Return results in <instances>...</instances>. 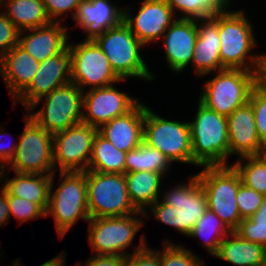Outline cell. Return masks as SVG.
Masks as SVG:
<instances>
[{
    "instance_id": "6da1fadb",
    "label": "cell",
    "mask_w": 266,
    "mask_h": 266,
    "mask_svg": "<svg viewBox=\"0 0 266 266\" xmlns=\"http://www.w3.org/2000/svg\"><path fill=\"white\" fill-rule=\"evenodd\" d=\"M229 8L231 6L218 13L222 66L256 72L260 52L253 53L258 43L251 19L243 9L234 11Z\"/></svg>"
},
{
    "instance_id": "7a4b0ae2",
    "label": "cell",
    "mask_w": 266,
    "mask_h": 266,
    "mask_svg": "<svg viewBox=\"0 0 266 266\" xmlns=\"http://www.w3.org/2000/svg\"><path fill=\"white\" fill-rule=\"evenodd\" d=\"M194 118L188 121L192 140V165L198 168L230 165L227 117L208 109L198 100Z\"/></svg>"
},
{
    "instance_id": "3957f363",
    "label": "cell",
    "mask_w": 266,
    "mask_h": 266,
    "mask_svg": "<svg viewBox=\"0 0 266 266\" xmlns=\"http://www.w3.org/2000/svg\"><path fill=\"white\" fill-rule=\"evenodd\" d=\"M59 173L58 187L54 186L56 172L52 174L46 217L53 216L58 237L62 240L78 221L84 219L88 222L90 214L87 204L86 171Z\"/></svg>"
},
{
    "instance_id": "277c9868",
    "label": "cell",
    "mask_w": 266,
    "mask_h": 266,
    "mask_svg": "<svg viewBox=\"0 0 266 266\" xmlns=\"http://www.w3.org/2000/svg\"><path fill=\"white\" fill-rule=\"evenodd\" d=\"M108 58L114 72L121 79H141L151 82L155 79L142 56L145 47L122 21L119 25L107 29L94 39Z\"/></svg>"
},
{
    "instance_id": "5b68a950",
    "label": "cell",
    "mask_w": 266,
    "mask_h": 266,
    "mask_svg": "<svg viewBox=\"0 0 266 266\" xmlns=\"http://www.w3.org/2000/svg\"><path fill=\"white\" fill-rule=\"evenodd\" d=\"M204 76L199 101L218 114L229 116L234 110L249 102L252 89L256 86V72L242 69H222Z\"/></svg>"
},
{
    "instance_id": "8992f818",
    "label": "cell",
    "mask_w": 266,
    "mask_h": 266,
    "mask_svg": "<svg viewBox=\"0 0 266 266\" xmlns=\"http://www.w3.org/2000/svg\"><path fill=\"white\" fill-rule=\"evenodd\" d=\"M200 168L202 170L197 176L205 191L208 209L234 231L242 220L236 202L238 188L242 183L239 172L232 164Z\"/></svg>"
},
{
    "instance_id": "52a82bcc",
    "label": "cell",
    "mask_w": 266,
    "mask_h": 266,
    "mask_svg": "<svg viewBox=\"0 0 266 266\" xmlns=\"http://www.w3.org/2000/svg\"><path fill=\"white\" fill-rule=\"evenodd\" d=\"M83 93L69 82L38 99L26 112L42 128L56 134L82 122ZM42 102L44 106L39 108Z\"/></svg>"
},
{
    "instance_id": "ba28073f",
    "label": "cell",
    "mask_w": 266,
    "mask_h": 266,
    "mask_svg": "<svg viewBox=\"0 0 266 266\" xmlns=\"http://www.w3.org/2000/svg\"><path fill=\"white\" fill-rule=\"evenodd\" d=\"M143 141L161 151L172 164L192 165V140L188 121L161 117L145 104Z\"/></svg>"
},
{
    "instance_id": "9c48e42d",
    "label": "cell",
    "mask_w": 266,
    "mask_h": 266,
    "mask_svg": "<svg viewBox=\"0 0 266 266\" xmlns=\"http://www.w3.org/2000/svg\"><path fill=\"white\" fill-rule=\"evenodd\" d=\"M90 218L120 217L139 212L132 204L124 174L86 171Z\"/></svg>"
},
{
    "instance_id": "30bf717a",
    "label": "cell",
    "mask_w": 266,
    "mask_h": 266,
    "mask_svg": "<svg viewBox=\"0 0 266 266\" xmlns=\"http://www.w3.org/2000/svg\"><path fill=\"white\" fill-rule=\"evenodd\" d=\"M144 218L145 214L141 211L120 217L90 218L87 239L92 248L91 254L128 257L132 252L126 249L145 225Z\"/></svg>"
},
{
    "instance_id": "8fae6325",
    "label": "cell",
    "mask_w": 266,
    "mask_h": 266,
    "mask_svg": "<svg viewBox=\"0 0 266 266\" xmlns=\"http://www.w3.org/2000/svg\"><path fill=\"white\" fill-rule=\"evenodd\" d=\"M24 128L10 163L4 169L22 174H53V134L38 125L25 111Z\"/></svg>"
},
{
    "instance_id": "7c38bea8",
    "label": "cell",
    "mask_w": 266,
    "mask_h": 266,
    "mask_svg": "<svg viewBox=\"0 0 266 266\" xmlns=\"http://www.w3.org/2000/svg\"><path fill=\"white\" fill-rule=\"evenodd\" d=\"M71 56V82L83 92L89 89L110 86L127 81L112 69L103 50L94 40L68 42Z\"/></svg>"
},
{
    "instance_id": "4fadbf2b",
    "label": "cell",
    "mask_w": 266,
    "mask_h": 266,
    "mask_svg": "<svg viewBox=\"0 0 266 266\" xmlns=\"http://www.w3.org/2000/svg\"><path fill=\"white\" fill-rule=\"evenodd\" d=\"M97 132L96 127L80 122L53 134L55 172L87 171Z\"/></svg>"
},
{
    "instance_id": "5bb4252c",
    "label": "cell",
    "mask_w": 266,
    "mask_h": 266,
    "mask_svg": "<svg viewBox=\"0 0 266 266\" xmlns=\"http://www.w3.org/2000/svg\"><path fill=\"white\" fill-rule=\"evenodd\" d=\"M140 101L118 90L116 83L87 89L83 93L82 122L99 129L115 117L126 115Z\"/></svg>"
},
{
    "instance_id": "9a60e30c",
    "label": "cell",
    "mask_w": 266,
    "mask_h": 266,
    "mask_svg": "<svg viewBox=\"0 0 266 266\" xmlns=\"http://www.w3.org/2000/svg\"><path fill=\"white\" fill-rule=\"evenodd\" d=\"M140 3L136 14L133 13L131 6L124 8L123 21L146 47L149 43L152 45L159 42V39L161 42L167 28L177 16L166 0H143Z\"/></svg>"
},
{
    "instance_id": "2e32d148",
    "label": "cell",
    "mask_w": 266,
    "mask_h": 266,
    "mask_svg": "<svg viewBox=\"0 0 266 266\" xmlns=\"http://www.w3.org/2000/svg\"><path fill=\"white\" fill-rule=\"evenodd\" d=\"M69 82H71V56L67 47L62 53L40 62L30 85L12 104L16 106L20 103L25 110H28L38 99Z\"/></svg>"
},
{
    "instance_id": "e0dca14e",
    "label": "cell",
    "mask_w": 266,
    "mask_h": 266,
    "mask_svg": "<svg viewBox=\"0 0 266 266\" xmlns=\"http://www.w3.org/2000/svg\"><path fill=\"white\" fill-rule=\"evenodd\" d=\"M197 19L177 18L166 30L161 41L167 68L179 74L192 63L196 39Z\"/></svg>"
},
{
    "instance_id": "ac0fdd59",
    "label": "cell",
    "mask_w": 266,
    "mask_h": 266,
    "mask_svg": "<svg viewBox=\"0 0 266 266\" xmlns=\"http://www.w3.org/2000/svg\"><path fill=\"white\" fill-rule=\"evenodd\" d=\"M230 157L262 155L266 146L261 142L255 125V116L248 102L227 116Z\"/></svg>"
},
{
    "instance_id": "d6986e66",
    "label": "cell",
    "mask_w": 266,
    "mask_h": 266,
    "mask_svg": "<svg viewBox=\"0 0 266 266\" xmlns=\"http://www.w3.org/2000/svg\"><path fill=\"white\" fill-rule=\"evenodd\" d=\"M187 182H178L162 191L161 200L167 205L182 209L185 216V236L193 230L200 217L208 209L207 198L197 174L189 176Z\"/></svg>"
},
{
    "instance_id": "ffe728a7",
    "label": "cell",
    "mask_w": 266,
    "mask_h": 266,
    "mask_svg": "<svg viewBox=\"0 0 266 266\" xmlns=\"http://www.w3.org/2000/svg\"><path fill=\"white\" fill-rule=\"evenodd\" d=\"M124 8L111 0H81L73 17L76 26L85 33V40H94L107 29L123 21Z\"/></svg>"
},
{
    "instance_id": "44dd1931",
    "label": "cell",
    "mask_w": 266,
    "mask_h": 266,
    "mask_svg": "<svg viewBox=\"0 0 266 266\" xmlns=\"http://www.w3.org/2000/svg\"><path fill=\"white\" fill-rule=\"evenodd\" d=\"M196 39L192 63L193 72L198 78L225 69L220 57V37L218 13L206 19H197Z\"/></svg>"
},
{
    "instance_id": "7402d4cb",
    "label": "cell",
    "mask_w": 266,
    "mask_h": 266,
    "mask_svg": "<svg viewBox=\"0 0 266 266\" xmlns=\"http://www.w3.org/2000/svg\"><path fill=\"white\" fill-rule=\"evenodd\" d=\"M62 22H51L42 27L19 33L18 45L38 62L62 53L68 47V29Z\"/></svg>"
},
{
    "instance_id": "603a6c76",
    "label": "cell",
    "mask_w": 266,
    "mask_h": 266,
    "mask_svg": "<svg viewBox=\"0 0 266 266\" xmlns=\"http://www.w3.org/2000/svg\"><path fill=\"white\" fill-rule=\"evenodd\" d=\"M145 104L140 101L126 115L103 124L98 132L123 152L137 148L143 142Z\"/></svg>"
},
{
    "instance_id": "cb8c5ba5",
    "label": "cell",
    "mask_w": 266,
    "mask_h": 266,
    "mask_svg": "<svg viewBox=\"0 0 266 266\" xmlns=\"http://www.w3.org/2000/svg\"><path fill=\"white\" fill-rule=\"evenodd\" d=\"M40 62L18 44L0 59V75L14 101L31 83Z\"/></svg>"
},
{
    "instance_id": "d4e9b609",
    "label": "cell",
    "mask_w": 266,
    "mask_h": 266,
    "mask_svg": "<svg viewBox=\"0 0 266 266\" xmlns=\"http://www.w3.org/2000/svg\"><path fill=\"white\" fill-rule=\"evenodd\" d=\"M9 170L0 169V187L8 196L24 198L38 204L45 212L48 208L52 174H22L7 178ZM5 180V181H4ZM3 182V184H1Z\"/></svg>"
},
{
    "instance_id": "484cf974",
    "label": "cell",
    "mask_w": 266,
    "mask_h": 266,
    "mask_svg": "<svg viewBox=\"0 0 266 266\" xmlns=\"http://www.w3.org/2000/svg\"><path fill=\"white\" fill-rule=\"evenodd\" d=\"M235 266H266V248L231 231L220 243L215 256Z\"/></svg>"
},
{
    "instance_id": "4316f807",
    "label": "cell",
    "mask_w": 266,
    "mask_h": 266,
    "mask_svg": "<svg viewBox=\"0 0 266 266\" xmlns=\"http://www.w3.org/2000/svg\"><path fill=\"white\" fill-rule=\"evenodd\" d=\"M124 175L129 198L138 211L145 213L155 201L161 198L165 175L151 171L130 172Z\"/></svg>"
},
{
    "instance_id": "83f0119b",
    "label": "cell",
    "mask_w": 266,
    "mask_h": 266,
    "mask_svg": "<svg viewBox=\"0 0 266 266\" xmlns=\"http://www.w3.org/2000/svg\"><path fill=\"white\" fill-rule=\"evenodd\" d=\"M1 7L20 32L51 23L42 0H1Z\"/></svg>"
},
{
    "instance_id": "f1b7e54d",
    "label": "cell",
    "mask_w": 266,
    "mask_h": 266,
    "mask_svg": "<svg viewBox=\"0 0 266 266\" xmlns=\"http://www.w3.org/2000/svg\"><path fill=\"white\" fill-rule=\"evenodd\" d=\"M126 152L117 149L97 132L87 170L100 173L125 174Z\"/></svg>"
},
{
    "instance_id": "f546056e",
    "label": "cell",
    "mask_w": 266,
    "mask_h": 266,
    "mask_svg": "<svg viewBox=\"0 0 266 266\" xmlns=\"http://www.w3.org/2000/svg\"><path fill=\"white\" fill-rule=\"evenodd\" d=\"M172 165L174 164L161 151L143 141L137 148L127 152L125 173L151 171L167 177Z\"/></svg>"
},
{
    "instance_id": "4dcf8cb0",
    "label": "cell",
    "mask_w": 266,
    "mask_h": 266,
    "mask_svg": "<svg viewBox=\"0 0 266 266\" xmlns=\"http://www.w3.org/2000/svg\"><path fill=\"white\" fill-rule=\"evenodd\" d=\"M230 232L227 225L214 212L207 209L187 237L201 239L199 246H203L209 256L215 257L220 243Z\"/></svg>"
},
{
    "instance_id": "1f68e13d",
    "label": "cell",
    "mask_w": 266,
    "mask_h": 266,
    "mask_svg": "<svg viewBox=\"0 0 266 266\" xmlns=\"http://www.w3.org/2000/svg\"><path fill=\"white\" fill-rule=\"evenodd\" d=\"M232 165L239 172L242 183L266 195V155L236 158Z\"/></svg>"
},
{
    "instance_id": "d6a6232c",
    "label": "cell",
    "mask_w": 266,
    "mask_h": 266,
    "mask_svg": "<svg viewBox=\"0 0 266 266\" xmlns=\"http://www.w3.org/2000/svg\"><path fill=\"white\" fill-rule=\"evenodd\" d=\"M166 2L177 18L185 19H206L222 12L228 6L227 0H166Z\"/></svg>"
},
{
    "instance_id": "836d02e7",
    "label": "cell",
    "mask_w": 266,
    "mask_h": 266,
    "mask_svg": "<svg viewBox=\"0 0 266 266\" xmlns=\"http://www.w3.org/2000/svg\"><path fill=\"white\" fill-rule=\"evenodd\" d=\"M163 248L161 249L160 266H205L203 258L196 255L192 249L186 248L183 244L169 241L167 238L163 240Z\"/></svg>"
},
{
    "instance_id": "e575fe53",
    "label": "cell",
    "mask_w": 266,
    "mask_h": 266,
    "mask_svg": "<svg viewBox=\"0 0 266 266\" xmlns=\"http://www.w3.org/2000/svg\"><path fill=\"white\" fill-rule=\"evenodd\" d=\"M151 214H148V213ZM145 217L153 215L160 224L174 228L178 233L185 235V216L182 209L167 205L162 200L155 201L146 211ZM148 214V215H147Z\"/></svg>"
},
{
    "instance_id": "d590c367",
    "label": "cell",
    "mask_w": 266,
    "mask_h": 266,
    "mask_svg": "<svg viewBox=\"0 0 266 266\" xmlns=\"http://www.w3.org/2000/svg\"><path fill=\"white\" fill-rule=\"evenodd\" d=\"M8 205L10 218L13 215L20 225L28 220L46 217V212L38 204L24 198L8 196Z\"/></svg>"
},
{
    "instance_id": "8d00e7d4",
    "label": "cell",
    "mask_w": 266,
    "mask_h": 266,
    "mask_svg": "<svg viewBox=\"0 0 266 266\" xmlns=\"http://www.w3.org/2000/svg\"><path fill=\"white\" fill-rule=\"evenodd\" d=\"M139 245H135L127 257V261L132 266H160L161 249L150 248L144 233L141 235Z\"/></svg>"
},
{
    "instance_id": "74e56055",
    "label": "cell",
    "mask_w": 266,
    "mask_h": 266,
    "mask_svg": "<svg viewBox=\"0 0 266 266\" xmlns=\"http://www.w3.org/2000/svg\"><path fill=\"white\" fill-rule=\"evenodd\" d=\"M264 195L241 183L236 202L241 219L250 218L260 208Z\"/></svg>"
},
{
    "instance_id": "f35d334b",
    "label": "cell",
    "mask_w": 266,
    "mask_h": 266,
    "mask_svg": "<svg viewBox=\"0 0 266 266\" xmlns=\"http://www.w3.org/2000/svg\"><path fill=\"white\" fill-rule=\"evenodd\" d=\"M249 103L253 108L257 134L266 146V96L255 86L251 91Z\"/></svg>"
},
{
    "instance_id": "ab89813d",
    "label": "cell",
    "mask_w": 266,
    "mask_h": 266,
    "mask_svg": "<svg viewBox=\"0 0 266 266\" xmlns=\"http://www.w3.org/2000/svg\"><path fill=\"white\" fill-rule=\"evenodd\" d=\"M241 238L263 245L266 248V222L242 219L234 230Z\"/></svg>"
},
{
    "instance_id": "60d3db41",
    "label": "cell",
    "mask_w": 266,
    "mask_h": 266,
    "mask_svg": "<svg viewBox=\"0 0 266 266\" xmlns=\"http://www.w3.org/2000/svg\"><path fill=\"white\" fill-rule=\"evenodd\" d=\"M42 1L44 3L47 15L50 18L51 22H61L62 20L64 22L65 19L64 17H68L66 13L73 19L81 0H42Z\"/></svg>"
},
{
    "instance_id": "b9f144b4",
    "label": "cell",
    "mask_w": 266,
    "mask_h": 266,
    "mask_svg": "<svg viewBox=\"0 0 266 266\" xmlns=\"http://www.w3.org/2000/svg\"><path fill=\"white\" fill-rule=\"evenodd\" d=\"M20 31L0 9V59L18 44Z\"/></svg>"
},
{
    "instance_id": "7bdbcfd3",
    "label": "cell",
    "mask_w": 266,
    "mask_h": 266,
    "mask_svg": "<svg viewBox=\"0 0 266 266\" xmlns=\"http://www.w3.org/2000/svg\"><path fill=\"white\" fill-rule=\"evenodd\" d=\"M127 257L116 255H91L86 262H77L75 266H124Z\"/></svg>"
},
{
    "instance_id": "ee69618b",
    "label": "cell",
    "mask_w": 266,
    "mask_h": 266,
    "mask_svg": "<svg viewBox=\"0 0 266 266\" xmlns=\"http://www.w3.org/2000/svg\"><path fill=\"white\" fill-rule=\"evenodd\" d=\"M1 128H3V125L2 127L0 126V169H4L5 167H7V165L10 163L13 156L15 155L18 143L16 142V140L12 144L10 141L8 144H4V142L2 143V139L3 137H5L4 134H6L7 136L8 132H5Z\"/></svg>"
},
{
    "instance_id": "f6af8a7d",
    "label": "cell",
    "mask_w": 266,
    "mask_h": 266,
    "mask_svg": "<svg viewBox=\"0 0 266 266\" xmlns=\"http://www.w3.org/2000/svg\"><path fill=\"white\" fill-rule=\"evenodd\" d=\"M9 221H10V211H9V205H8V195H7V192L1 187L0 189V227L5 226ZM0 253L2 254V252Z\"/></svg>"
},
{
    "instance_id": "bcb514c9",
    "label": "cell",
    "mask_w": 266,
    "mask_h": 266,
    "mask_svg": "<svg viewBox=\"0 0 266 266\" xmlns=\"http://www.w3.org/2000/svg\"><path fill=\"white\" fill-rule=\"evenodd\" d=\"M66 251L60 252V254H56L55 257L49 259L48 261L44 262L40 266H65L66 265ZM7 266H24L20 263V259H15L14 262Z\"/></svg>"
},
{
    "instance_id": "7dc6e473",
    "label": "cell",
    "mask_w": 266,
    "mask_h": 266,
    "mask_svg": "<svg viewBox=\"0 0 266 266\" xmlns=\"http://www.w3.org/2000/svg\"><path fill=\"white\" fill-rule=\"evenodd\" d=\"M256 81H266V54L259 55L258 66L256 70Z\"/></svg>"
},
{
    "instance_id": "c3c4849f",
    "label": "cell",
    "mask_w": 266,
    "mask_h": 266,
    "mask_svg": "<svg viewBox=\"0 0 266 266\" xmlns=\"http://www.w3.org/2000/svg\"><path fill=\"white\" fill-rule=\"evenodd\" d=\"M251 221H265L266 222V195L263 197V202L260 208L249 218Z\"/></svg>"
},
{
    "instance_id": "681fc988",
    "label": "cell",
    "mask_w": 266,
    "mask_h": 266,
    "mask_svg": "<svg viewBox=\"0 0 266 266\" xmlns=\"http://www.w3.org/2000/svg\"><path fill=\"white\" fill-rule=\"evenodd\" d=\"M256 87L266 96V81H256Z\"/></svg>"
},
{
    "instance_id": "f907efd6",
    "label": "cell",
    "mask_w": 266,
    "mask_h": 266,
    "mask_svg": "<svg viewBox=\"0 0 266 266\" xmlns=\"http://www.w3.org/2000/svg\"><path fill=\"white\" fill-rule=\"evenodd\" d=\"M233 1H234V0H227V4H228V6L233 5V4H232Z\"/></svg>"
},
{
    "instance_id": "816d5d0a",
    "label": "cell",
    "mask_w": 266,
    "mask_h": 266,
    "mask_svg": "<svg viewBox=\"0 0 266 266\" xmlns=\"http://www.w3.org/2000/svg\"><path fill=\"white\" fill-rule=\"evenodd\" d=\"M124 266H132V265L127 261Z\"/></svg>"
}]
</instances>
